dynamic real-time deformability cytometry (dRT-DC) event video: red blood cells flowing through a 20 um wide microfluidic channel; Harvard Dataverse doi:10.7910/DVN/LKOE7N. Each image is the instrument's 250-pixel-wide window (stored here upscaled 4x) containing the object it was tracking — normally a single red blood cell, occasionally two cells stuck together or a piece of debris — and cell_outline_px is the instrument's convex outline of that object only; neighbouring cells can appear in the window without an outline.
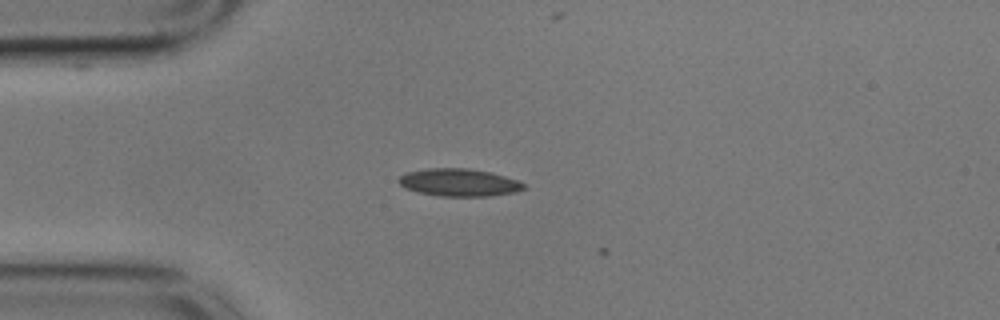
{"species": "common noctule bat (a hibernating species)", "species_latin": "Nyctalus noctula", "temperature_condition": "cold", "stored_images_in_passage": 4, "camera_frame_rate_fps": 3000, "um_per_image_px": 0.085, "animal": {"sex": "male", "body_mass_g": 17.9}, "frame": {"image": 1, "passage_image": 1, "time_ms": 0.0, "image_size_px": [1000, 320], "cell_outline_px": [[524, 188], [516, 192], [492, 196], [440, 196], [416, 192], [404, 188], [396, 180], [400, 176], [408, 172], [428, 168], [468, 168], [492, 172], [516, 180], [524, 184]], "centroid_in_image_um": [38.99, 15.51], "position_along_channel_um": 46.0, "area_um2": 20.17}}